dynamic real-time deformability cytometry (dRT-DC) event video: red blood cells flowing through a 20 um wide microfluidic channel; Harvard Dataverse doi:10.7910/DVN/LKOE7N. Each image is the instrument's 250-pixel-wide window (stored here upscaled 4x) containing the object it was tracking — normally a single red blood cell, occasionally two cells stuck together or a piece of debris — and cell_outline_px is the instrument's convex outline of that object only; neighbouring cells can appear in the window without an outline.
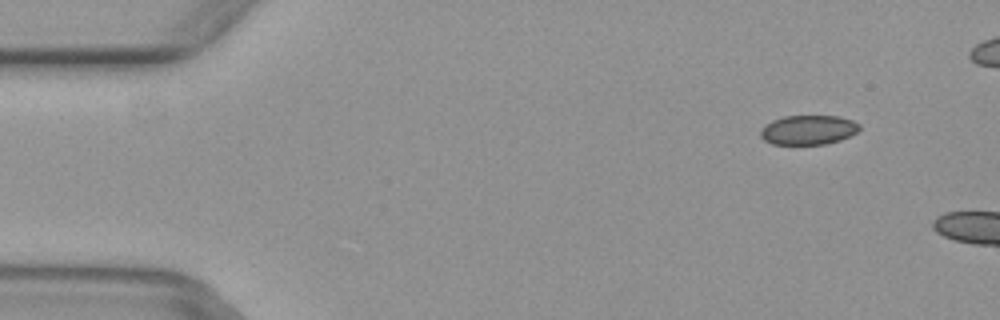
{"species": "common noctule bat (a hibernating species)", "species_latin": "Nyctalus noctula", "temperature_condition": "warm", "stored_images_in_passage": 2, "camera_frame_rate_fps": 3000, "um_per_image_px": 0.085, "animal": {"sex": "female", "body_mass_g": 29.2, "forearm_length_mm": 56.3}, "frame": {"image": 1, "passage_image": 1, "time_ms": 0.0, "image_size_px": [1000, 320], "cell_outline_px": [[860, 128], [856, 132], [840, 140], [824, 144], [772, 144], [764, 140], [760, 136], [760, 128], [764, 124], [772, 120], [784, 116], [840, 116], [852, 120], [860, 124]], "centroid_in_image_um": [68.67, 11.03], "position_along_channel_um": 16.3, "area_um2": 17.05}}